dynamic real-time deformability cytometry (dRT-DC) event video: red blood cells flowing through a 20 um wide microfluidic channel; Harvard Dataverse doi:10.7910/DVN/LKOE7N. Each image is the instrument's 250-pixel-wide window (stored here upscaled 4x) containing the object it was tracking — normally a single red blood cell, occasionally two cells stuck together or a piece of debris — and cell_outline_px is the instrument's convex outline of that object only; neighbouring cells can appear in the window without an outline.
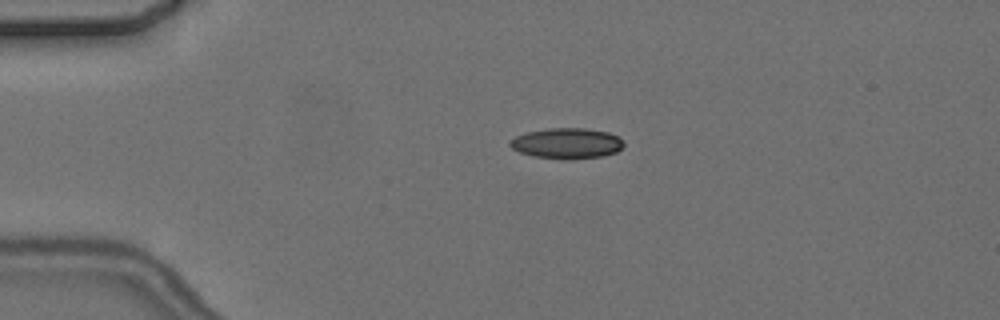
{"species": "common noctule bat (a hibernating species)", "species_latin": "Nyctalus noctula", "temperature_condition": "cold", "stored_images_in_passage": 3, "camera_frame_rate_fps": 3000, "um_per_image_px": 0.085, "animal": {"sex": "female", "body_mass_g": 24.6, "forearm_length_mm": 56.2}, "frame": {"image": 1, "passage_image": 2, "time_ms": 1.333, "image_size_px": [1000, 320], "cell_outline_px": [[624, 144], [616, 152], [604, 156], [572, 160], [560, 160], [532, 156], [520, 152], [512, 148], [508, 144], [516, 136], [524, 132], [548, 128], [584, 128], [608, 132], [616, 136]], "centroid_in_image_um": [48.15, 12.2], "position_along_channel_um": 36.9, "area_um2": 20.46}}